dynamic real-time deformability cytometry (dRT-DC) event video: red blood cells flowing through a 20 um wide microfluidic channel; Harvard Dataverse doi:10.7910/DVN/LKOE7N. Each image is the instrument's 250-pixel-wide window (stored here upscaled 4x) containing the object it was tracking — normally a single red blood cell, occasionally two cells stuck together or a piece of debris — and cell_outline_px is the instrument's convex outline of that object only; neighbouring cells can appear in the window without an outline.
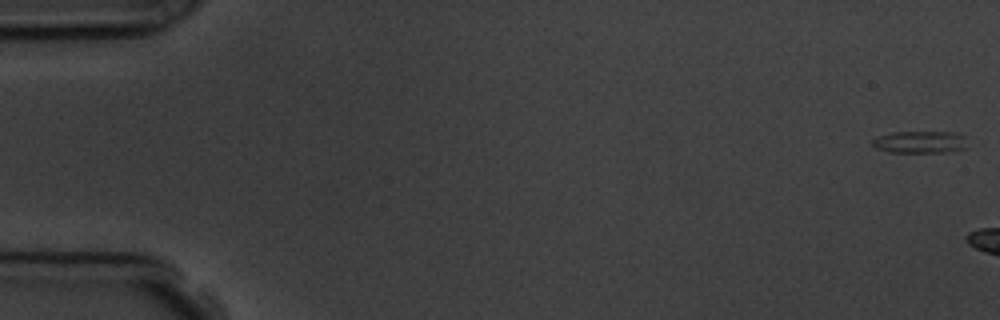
{"species": "common noctule bat (a hibernating species)", "species_latin": "Nyctalus noctula", "temperature_condition": "room temperature", "stored_images_in_passage": 3, "camera_frame_rate_fps": 3000, "um_per_image_px": 0.085, "animal": {"sex": "male", "body_mass_g": 19.5, "forearm_length_mm": 54.6}, "frame": {"image": 1, "passage_image": 1, "time_ms": 0.0, "image_size_px": [1000, 320], "cell_outline_px": [[968, 148], [944, 152], [888, 152], [876, 148], [872, 144], [872, 140], [876, 136], [892, 132], [956, 132], [964, 136]], "centroid_in_image_um": [78.2, 12.07], "position_along_channel_um": 6.8, "area_um2": 12.37}}